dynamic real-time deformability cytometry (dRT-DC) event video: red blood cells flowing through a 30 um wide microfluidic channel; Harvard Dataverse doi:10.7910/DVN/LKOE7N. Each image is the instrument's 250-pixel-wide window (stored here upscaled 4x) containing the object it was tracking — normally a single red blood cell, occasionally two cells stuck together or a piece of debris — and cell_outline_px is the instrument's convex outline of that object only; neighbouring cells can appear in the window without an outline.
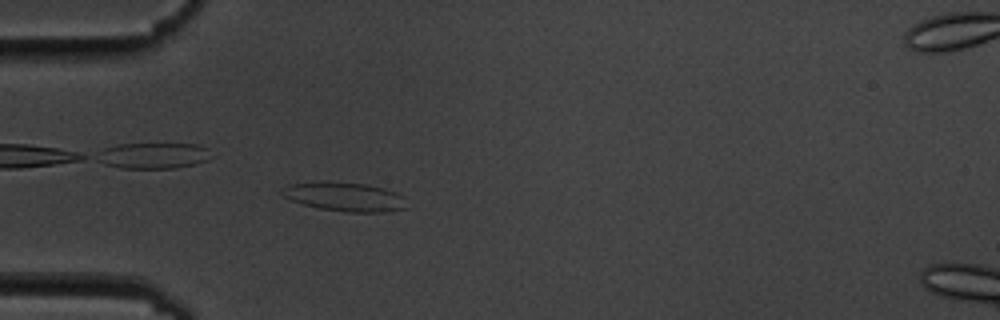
{"species": "common noctule bat (a hibernating species)", "species_latin": "Nyctalus noctula", "temperature_condition": "cold", "stored_images_in_passage": 7, "camera_frame_rate_fps": 3000, "um_per_image_px": 0.085, "animal": {"sex": "male", "body_mass_g": 19.5, "forearm_length_mm": 54.6}, "frame": {"image": 1, "passage_image": 6, "time_ms": 5.667, "image_size_px": [1000, 320], "cell_outline_px": [[408, 208], [384, 212], [344, 212], [320, 208], [304, 204], [292, 200], [284, 196], [280, 192], [288, 184], [324, 180], [368, 184], [384, 188], [396, 192], [404, 196]], "centroid_in_image_um": [29.33, 16.71], "position_along_channel_um": 55.7, "area_um2": 21.39}}